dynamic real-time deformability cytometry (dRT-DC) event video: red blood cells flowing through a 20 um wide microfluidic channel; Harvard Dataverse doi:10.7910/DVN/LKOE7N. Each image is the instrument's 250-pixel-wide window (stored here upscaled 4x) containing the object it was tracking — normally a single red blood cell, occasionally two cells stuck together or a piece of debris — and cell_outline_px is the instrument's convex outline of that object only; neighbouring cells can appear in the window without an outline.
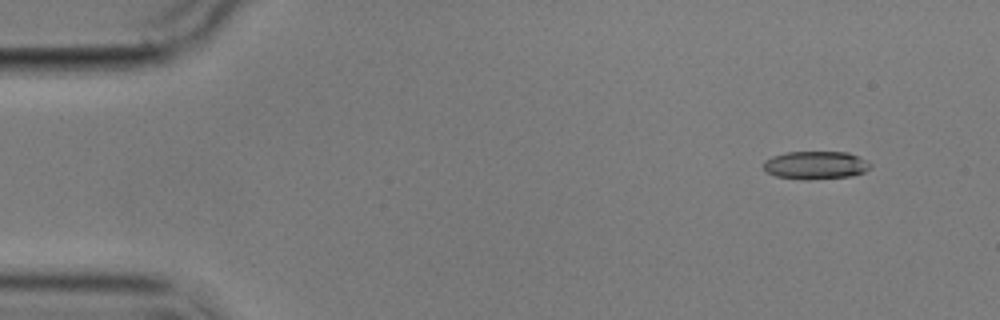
{"species": "common noctule bat (a hibernating species)", "species_latin": "Nyctalus noctula", "temperature_condition": "cold", "stored_images_in_passage": 5, "segment_of_instrument_passage": [1, 2], "camera_frame_rate_fps": 3000, "um_per_image_px": 0.085, "animal": {"sex": "male", "body_mass_g": 17.9}, "frame": {"image": 1, "passage_image": 1, "time_ms": 0.0, "image_size_px": [1000, 320], "cell_outline_px": [[872, 168], [864, 172], [852, 176], [808, 180], [804, 180], [776, 176], [768, 172], [764, 168], [764, 160], [772, 156], [788, 152], [848, 152], [872, 164]], "centroid_in_image_um": [69.34, 14.05], "position_along_channel_um": 15.7, "area_um2": 17.46}}
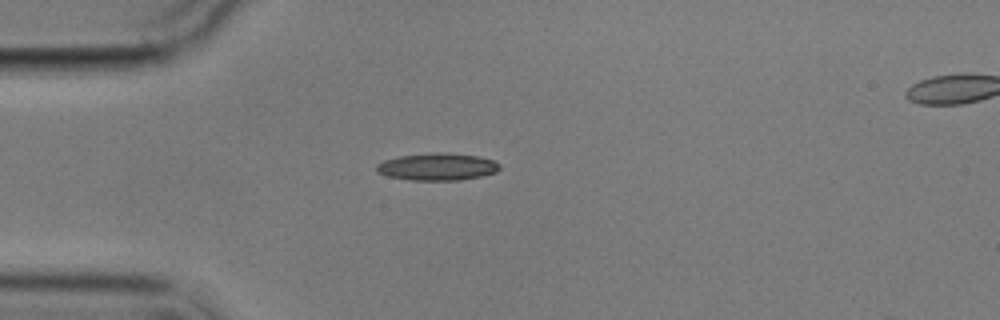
{"frame": {"image": 2, "passage_image": 4, "time_ms": 3.333, "image_size_px": [1000, 320], "cell_outline_px": [[500, 168], [496, 172], [480, 176], [460, 180], [412, 180], [388, 176], [376, 172], [376, 164], [384, 160], [400, 156], [440, 152], [444, 152], [476, 156], [492, 160], [500, 164]], "centroid_in_image_um": [37.15, 14.17], "position_along_channel_um": 47.8, "area_um2": 19.36}}